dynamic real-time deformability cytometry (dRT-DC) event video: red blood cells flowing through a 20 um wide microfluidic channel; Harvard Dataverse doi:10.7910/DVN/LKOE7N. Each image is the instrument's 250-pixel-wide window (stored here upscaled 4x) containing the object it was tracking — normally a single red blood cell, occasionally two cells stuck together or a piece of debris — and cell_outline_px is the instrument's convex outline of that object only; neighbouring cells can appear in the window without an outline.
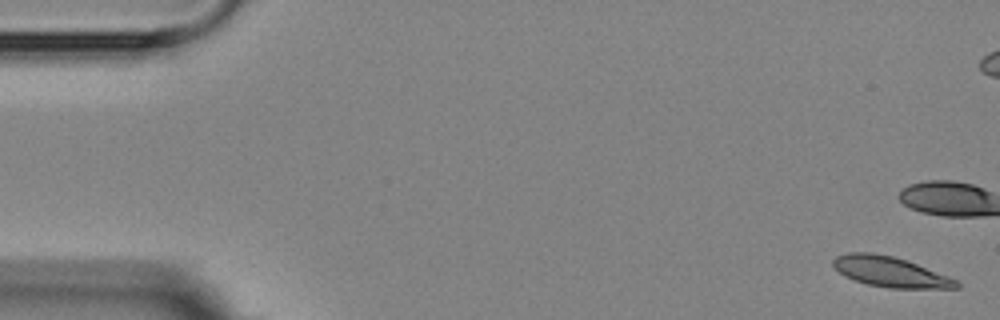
{"species": "Egyptian fruit bat (a non-hibernating species)", "species_latin": "Rousettus aegyptiacus", "temperature_condition": "room temperature", "stored_images_in_passage": 5, "camera_frame_rate_fps": 3000, "um_per_image_px": 0.085, "animal": {"sex": "female"}, "frame": {"image": 1, "passage_image": 1, "time_ms": 0.0, "image_size_px": [1000, 320], "cell_outline_px": [[960, 288], [888, 288], [868, 284], [844, 276], [832, 264], [832, 260], [836, 256], [848, 252], [872, 252], [892, 256], [916, 264], [948, 276], [956, 280], [960, 284]], "centroid_in_image_um": [75.65, 23.1], "position_along_channel_um": 9.4, "area_um2": 21.5}}